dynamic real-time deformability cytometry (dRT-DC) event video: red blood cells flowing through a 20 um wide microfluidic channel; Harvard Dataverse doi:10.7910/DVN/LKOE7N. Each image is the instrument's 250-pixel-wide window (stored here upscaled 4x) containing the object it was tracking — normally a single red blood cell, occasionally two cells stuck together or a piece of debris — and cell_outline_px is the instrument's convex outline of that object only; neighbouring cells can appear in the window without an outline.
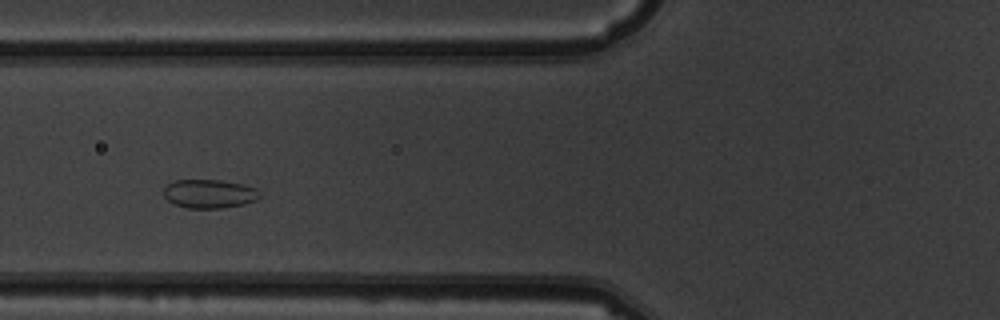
{"species": "common noctule bat (a hibernating species)", "species_latin": "Nyctalus noctula", "temperature_condition": "warm", "stored_images_in_passage": 4, "camera_frame_rate_fps": 3000, "um_per_image_px": 0.085, "animal": {"sex": "male", "body_mass_g": 19.5, "forearm_length_mm": 54.6}, "frame": {"image": 1, "passage_image": 4, "time_ms": 3.667, "image_size_px": [1000, 320], "cell_outline_px": [[260, 196], [256, 200], [244, 204], [220, 208], [188, 208], [172, 204], [164, 196], [164, 188], [172, 180], [220, 180], [244, 184], [256, 188], [260, 192]], "centroid_in_image_um": [17.79, 16.46], "position_along_channel_um": 108.0, "area_um2": 16.18}}